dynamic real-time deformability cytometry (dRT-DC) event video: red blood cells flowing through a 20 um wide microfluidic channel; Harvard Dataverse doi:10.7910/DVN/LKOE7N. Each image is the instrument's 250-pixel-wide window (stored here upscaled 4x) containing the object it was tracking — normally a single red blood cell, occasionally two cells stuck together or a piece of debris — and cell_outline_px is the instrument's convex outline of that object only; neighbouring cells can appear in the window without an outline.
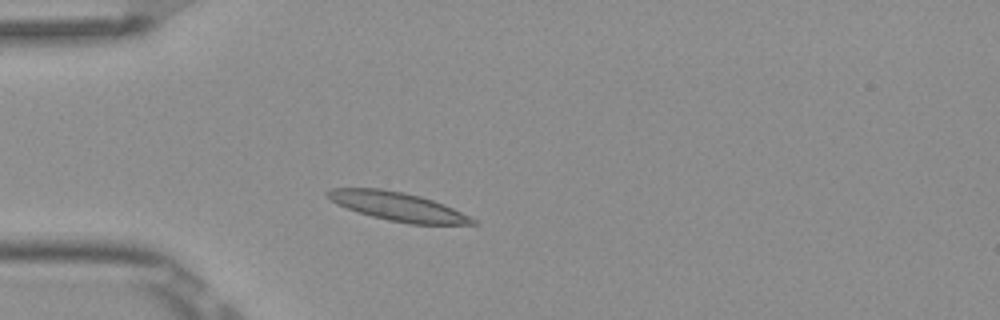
{"species": "Egyptian fruit bat (a non-hibernating species)", "species_latin": "Rousettus aegyptiacus", "temperature_condition": "room temperature", "stored_images_in_passage": 1, "camera_frame_rate_fps": 3000, "um_per_image_px": 0.085, "frame": {"image": 1, "passage_image": 1, "time_ms": 0.0, "image_size_px": [1000, 320], "cell_outline_px": [[480, 224], [408, 224], [388, 220], [372, 216], [336, 204], [324, 192], [332, 188], [380, 188], [404, 192], [420, 196], [444, 204], [476, 220]], "centroid_in_image_um": [33.8, 17.55], "position_along_channel_um": 51.2, "area_um2": 23.93}}